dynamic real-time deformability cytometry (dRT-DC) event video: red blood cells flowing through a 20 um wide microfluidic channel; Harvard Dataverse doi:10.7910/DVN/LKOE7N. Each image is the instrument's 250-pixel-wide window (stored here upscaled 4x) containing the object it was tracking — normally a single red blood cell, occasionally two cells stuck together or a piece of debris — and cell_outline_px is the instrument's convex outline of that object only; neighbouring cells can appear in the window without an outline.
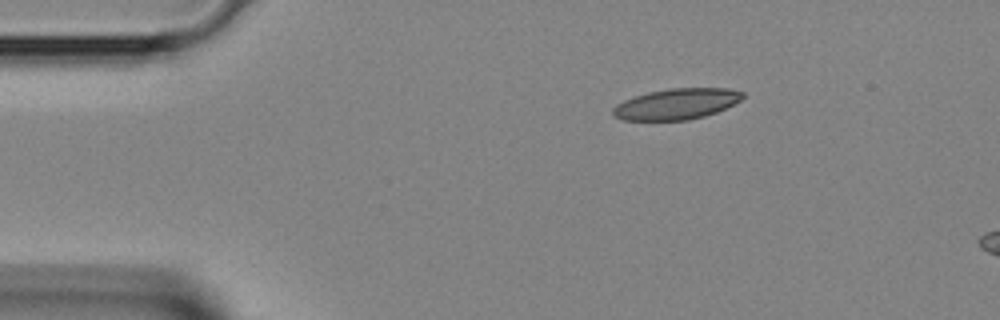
{"species": "Egyptian fruit bat (a non-hibernating species)", "species_latin": "Rousettus aegyptiacus", "temperature_condition": "room temperature", "stored_images_in_passage": 2, "camera_frame_rate_fps": 3000, "um_per_image_px": 0.085, "animal": {"sex": "female"}, "frame": {"image": 1, "passage_image": 2, "time_ms": 0.333, "image_size_px": [1000, 320], "cell_outline_px": [[744, 96], [740, 100], [716, 112], [704, 116], [688, 120], [624, 120], [612, 116], [612, 108], [616, 104], [624, 100], [648, 92], [668, 88], [728, 88], [744, 92]], "centroid_in_image_um": [57.47, 8.83], "position_along_channel_um": 27.5, "area_um2": 23.29}}